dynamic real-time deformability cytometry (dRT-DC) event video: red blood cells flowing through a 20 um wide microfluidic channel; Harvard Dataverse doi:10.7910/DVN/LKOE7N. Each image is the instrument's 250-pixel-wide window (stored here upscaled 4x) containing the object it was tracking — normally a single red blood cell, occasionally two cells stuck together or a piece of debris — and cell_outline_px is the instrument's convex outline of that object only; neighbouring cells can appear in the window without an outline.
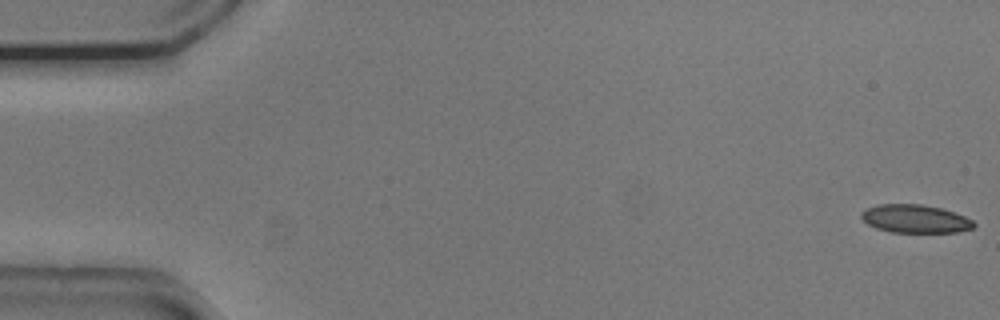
{"species": "common noctule bat (a hibernating species)", "species_latin": "Nyctalus noctula", "temperature_condition": "cold", "stored_images_in_passage": 54, "camera_frame_rate_fps": 3000, "um_per_image_px": 0.085, "animal": {"sex": "male", "body_mass_g": 20.5, "forearm_length_mm": 52.5}, "frame": {"image": 1, "passage_image": 1, "time_ms": 0.0, "image_size_px": [1000, 320], "cell_outline_px": [[976, 224], [972, 228], [956, 232], [892, 232], [876, 228], [868, 224], [860, 216], [860, 212], [864, 208], [880, 204], [920, 204], [940, 208], [964, 216], [972, 220]], "centroid_in_image_um": [77.74, 18.59], "position_along_channel_um": 7.3, "area_um2": 18.38}}
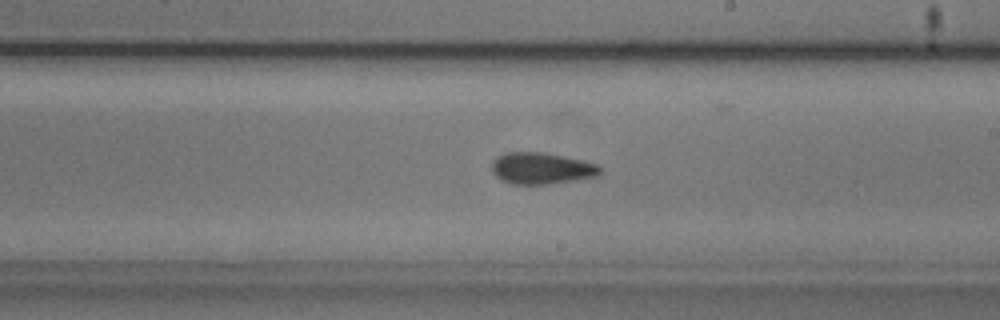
{"frame": {"image": 2, "passage_image": 31, "time_ms": 10.0, "image_size_px": [1000, 320], "cell_outline_px": [[600, 176], [576, 180], [548, 184], [512, 184], [496, 176], [492, 172], [492, 160], [496, 156], [508, 152], [540, 152], [600, 164]], "centroid_in_image_um": [46.03, 14.31], "position_along_channel_um": 243.0, "area_um2": 19.83}}
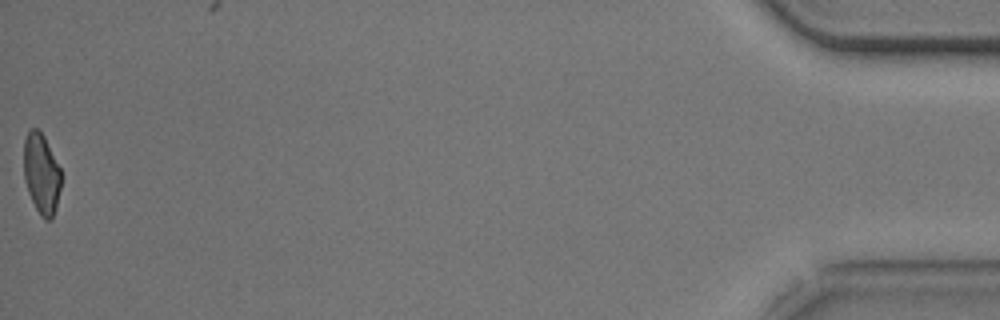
{"frame": {"image": 3, "passage_image": 54, "time_ms": 17.667, "image_size_px": [1000, 320], "cell_outline_px": [[60, 188], [56, 208], [52, 220], [44, 220], [40, 216], [28, 192], [24, 180], [24, 140], [28, 132], [32, 128], [36, 128], [44, 136], [60, 168]], "centroid_in_image_um": [3.51, 14.8], "position_along_channel_um": 431.7, "area_um2": 17.4}, "authors_computed_cell_mechanics": {"area_um2": 19.4208, "velocity_mm_per_s": 3.7612, "shape_relaxation_time_tau1_ms": null, "shape_relaxation_time_tau2_ms": 3.5451, "deformation_change_tau1": null, "deformation_change_tau2": 0.1053}}